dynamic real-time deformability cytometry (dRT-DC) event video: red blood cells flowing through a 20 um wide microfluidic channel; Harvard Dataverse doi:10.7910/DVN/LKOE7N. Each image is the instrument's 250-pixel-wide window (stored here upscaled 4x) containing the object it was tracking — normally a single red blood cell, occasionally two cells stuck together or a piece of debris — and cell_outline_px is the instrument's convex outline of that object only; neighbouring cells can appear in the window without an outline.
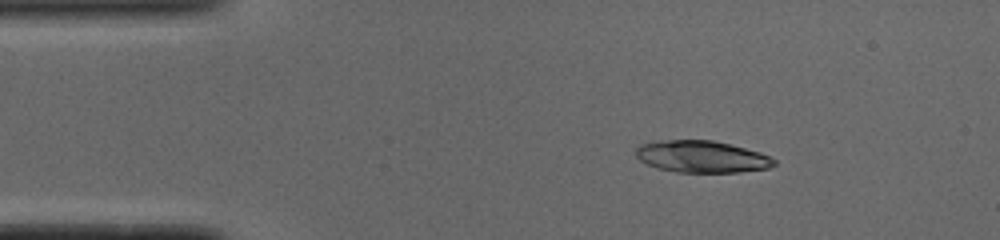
{"species": "common noctule bat (a hibernating species)", "species_latin": "Nyctalus noctula", "temperature_condition": "cold", "stored_images_in_passage": 44, "camera_frame_rate_fps": 3000, "um_per_image_px": 0.085, "animal": {"sex": "male", "body_mass_g": 19.0, "forearm_length_mm": 50.8}, "frame": {"image": 1, "passage_image": 1, "time_ms": 0.0, "image_size_px": [1000, 240], "cell_outline_px": [[776, 164], [768, 168], [740, 172], [676, 172], [660, 168], [648, 164], [640, 160], [636, 156], [636, 148], [640, 144], [660, 140], [712, 140], [732, 144], [760, 152], [776, 160]], "centroid_in_image_um": [59.66, 13.31], "position_along_channel_um": 25.3, "area_um2": 25.66}}
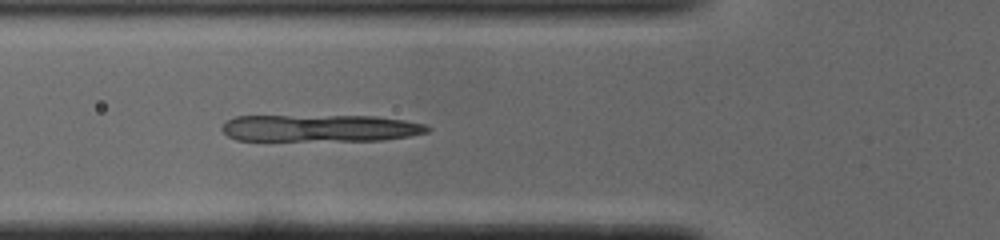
{"frame": {"image": 2, "passage_image": 11, "time_ms": 3.333, "image_size_px": [1000, 240], "cell_outline_px": [[432, 128], [428, 132], [408, 136], [384, 140], [236, 140], [228, 136], [220, 128], [224, 120], [236, 116], [376, 116], [404, 120], [424, 124]], "centroid_in_image_um": [27.18, 10.88], "position_along_channel_um": 98.6, "area_um2": 32.43}}
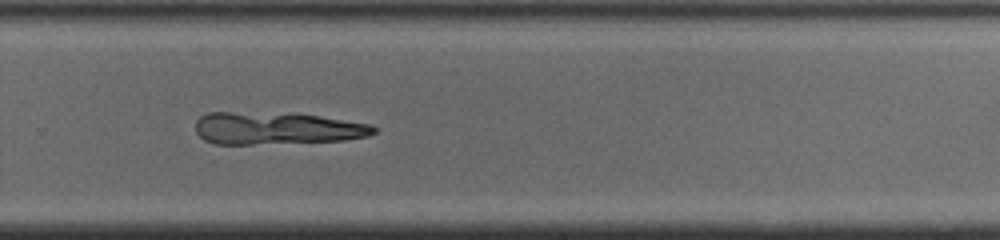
{"frame": {"image": 3, "passage_image": 27, "time_ms": 8.667, "image_size_px": [1000, 240], "cell_outline_px": [[376, 132], [368, 136], [344, 140], [252, 144], [216, 144], [204, 140], [196, 132], [196, 120], [200, 116], [208, 112], [292, 112], [320, 116], [368, 124], [376, 128]], "centroid_in_image_um": [23.47, 10.89], "position_along_channel_um": 306.3, "area_um2": 33.76}}